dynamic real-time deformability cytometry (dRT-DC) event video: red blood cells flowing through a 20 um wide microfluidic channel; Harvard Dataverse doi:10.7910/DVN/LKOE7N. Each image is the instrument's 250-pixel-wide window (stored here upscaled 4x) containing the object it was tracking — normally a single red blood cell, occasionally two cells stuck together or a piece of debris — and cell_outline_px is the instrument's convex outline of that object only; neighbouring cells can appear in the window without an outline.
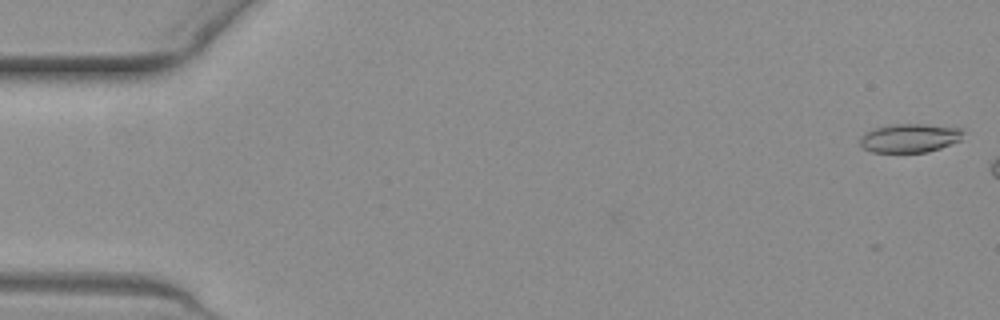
{"species": "common noctule bat (a hibernating species)", "species_latin": "Nyctalus noctula", "temperature_condition": "warm", "stored_images_in_passage": 6, "camera_frame_rate_fps": 3000, "um_per_image_px": 0.085, "animal": {"sex": "female", "body_mass_g": 19.3, "forearm_length_mm": 54.1}, "frame": {"image": 1, "passage_image": 1, "time_ms": 0.0, "image_size_px": [1000, 320], "cell_outline_px": [[964, 132], [960, 140], [940, 148], [928, 152], [872, 152], [864, 148], [860, 144], [860, 136], [864, 132], [872, 128], [896, 124], [924, 124], [964, 128]], "centroid_in_image_um": [77.32, 11.72], "position_along_channel_um": 7.7, "area_um2": 17.4}}